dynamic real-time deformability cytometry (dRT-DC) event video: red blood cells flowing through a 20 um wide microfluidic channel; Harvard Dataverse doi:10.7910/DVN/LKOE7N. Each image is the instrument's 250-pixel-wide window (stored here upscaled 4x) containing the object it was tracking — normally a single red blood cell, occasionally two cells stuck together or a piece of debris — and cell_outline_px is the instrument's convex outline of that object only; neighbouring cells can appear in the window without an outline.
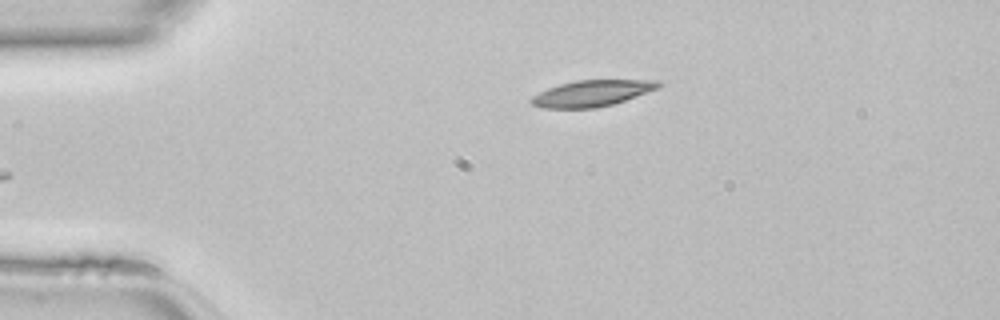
{"species": "common noctule bat (a hibernating species)", "species_latin": "Nyctalus noctula", "temperature_condition": "room temperature", "stored_images_in_passage": 32, "camera_frame_rate_fps": 3000, "um_per_image_px": 0.085, "animal": {"sex": "female", "body_mass_g": 22.7, "forearm_length_mm": 54.2}, "frame": {"image": 1, "passage_image": 1, "time_ms": 0.0, "image_size_px": [1000, 320], "cell_outline_px": [[664, 84], [660, 88], [612, 104], [596, 108], [540, 108], [532, 104], [528, 100], [532, 96], [548, 88], [560, 84], [576, 80], [660, 80]], "centroid_in_image_um": [50.33, 7.92], "position_along_channel_um": 34.7, "area_um2": 19.48}}
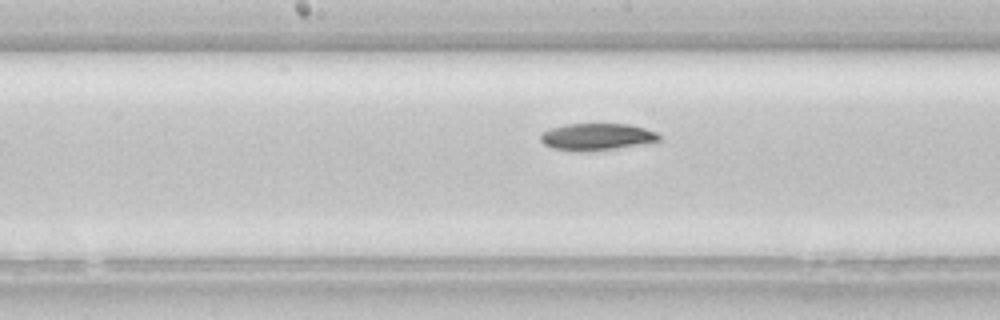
{"frame": {"image": 2, "passage_image": 15, "time_ms": 4.667, "image_size_px": [1000, 320], "cell_outline_px": [[660, 140], [612, 148], [552, 148], [544, 144], [540, 140], [540, 136], [544, 132], [552, 128], [564, 124], [628, 124], [644, 128], [656, 132], [660, 136]], "centroid_in_image_um": [50.73, 11.56], "position_along_channel_um": 197.5, "area_um2": 17.28}}
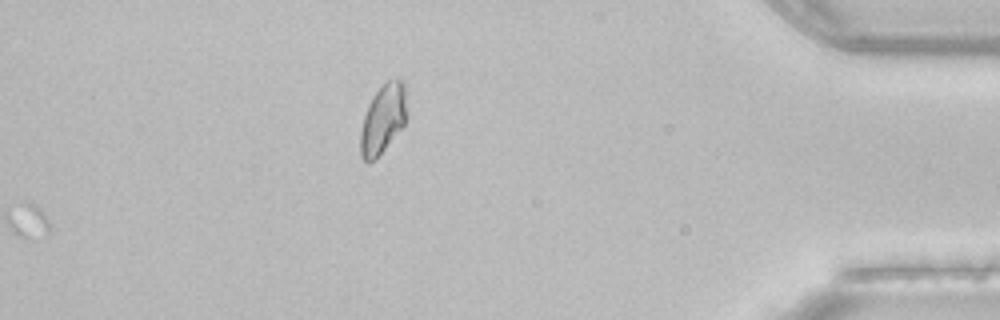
{"frame": {"image": 3, "passage_image": 32, "time_ms": 10.333, "image_size_px": [1000, 320], "cell_outline_px": [[408, 120], [384, 148], [372, 160], [364, 160], [360, 156], [360, 132], [364, 116], [368, 104], [372, 96], [388, 80], [404, 80], [408, 116]], "centroid_in_image_um": [32.58, 10.07], "position_along_channel_um": 402.6, "area_um2": 18.5}}